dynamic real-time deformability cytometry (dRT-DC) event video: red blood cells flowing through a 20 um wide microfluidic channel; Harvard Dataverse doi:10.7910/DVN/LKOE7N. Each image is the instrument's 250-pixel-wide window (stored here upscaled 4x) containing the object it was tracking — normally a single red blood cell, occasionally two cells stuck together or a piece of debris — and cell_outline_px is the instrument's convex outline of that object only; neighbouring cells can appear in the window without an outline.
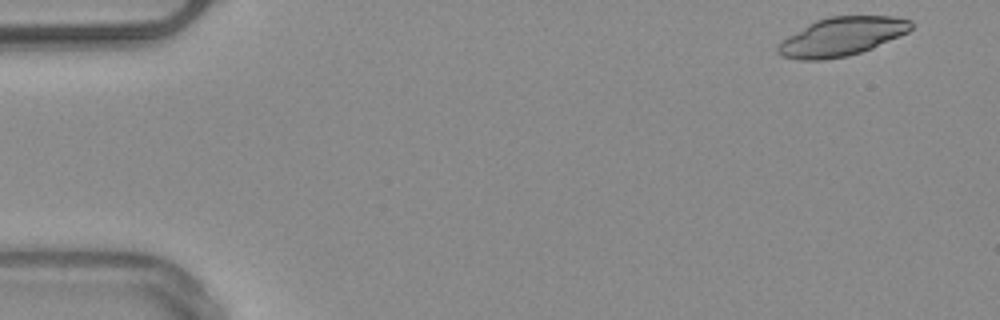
{"species": "common noctule bat (a hibernating species)", "species_latin": "Nyctalus noctula", "temperature_condition": "warm", "stored_images_in_passage": 3, "camera_frame_rate_fps": 3000, "um_per_image_px": 0.085, "animal": {"sex": "male", "body_mass_g": 20.4}, "frame": {"image": 1, "passage_image": 1, "time_ms": 0.0, "image_size_px": [1000, 320], "cell_outline_px": [[912, 28], [908, 32], [872, 48], [848, 56], [824, 60], [800, 60], [780, 56], [776, 52], [776, 44], [788, 36], [808, 24], [816, 20], [828, 16], [896, 16], [912, 20]], "centroid_in_image_um": [71.52, 3.11], "position_along_channel_um": 13.5, "area_um2": 30.11}}
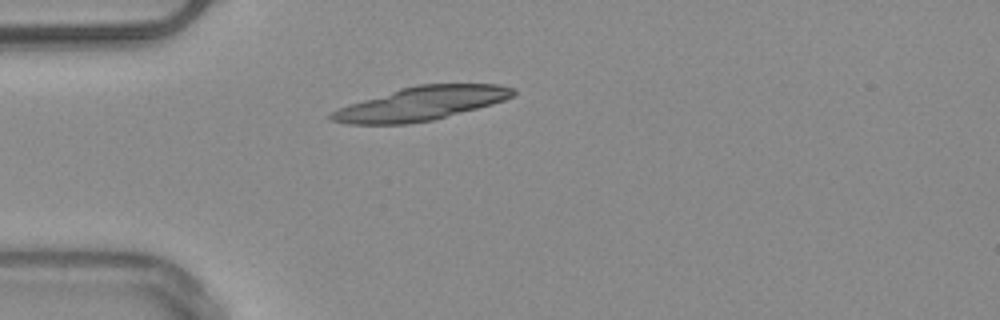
{"frame": {"image": 2, "passage_image": 3, "time_ms": 3.667, "image_size_px": [1000, 320], "cell_outline_px": [[516, 92], [512, 96], [504, 100], [492, 104], [432, 120], [408, 124], [348, 124], [332, 120], [328, 116], [328, 112], [400, 88], [420, 84], [500, 84], [516, 88]], "centroid_in_image_um": [35.82, 8.8], "position_along_channel_um": 49.2, "area_um2": 35.26}}